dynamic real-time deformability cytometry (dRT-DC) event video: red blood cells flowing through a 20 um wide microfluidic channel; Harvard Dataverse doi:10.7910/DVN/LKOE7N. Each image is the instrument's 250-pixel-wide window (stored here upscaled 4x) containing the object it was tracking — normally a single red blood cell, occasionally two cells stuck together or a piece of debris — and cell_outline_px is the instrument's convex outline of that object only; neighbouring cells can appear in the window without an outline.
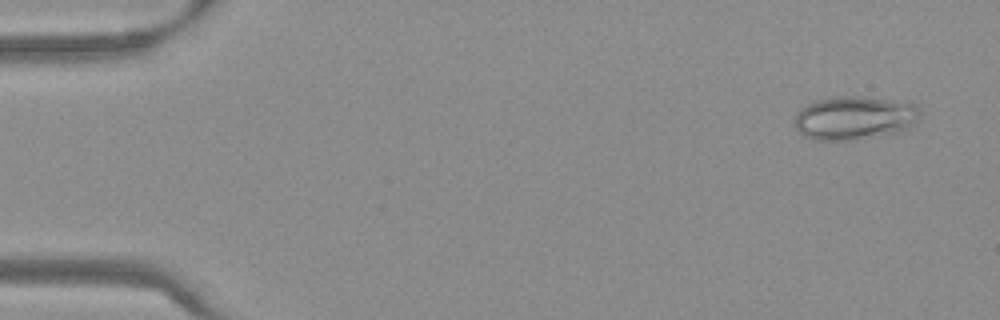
{"species": "Egyptian fruit bat (a non-hibernating species)", "species_latin": "Rousettus aegyptiacus", "temperature_condition": "warm", "stored_images_in_passage": 53, "camera_frame_rate_fps": 3000, "um_per_image_px": 0.085, "frame": {"image": 1, "passage_image": 3, "time_ms": 0.667, "image_size_px": [1000, 320], "cell_outline_px": [[920, 116], [912, 128], [900, 132], [856, 140], [816, 140], [804, 136], [796, 128], [796, 116], [808, 104], [816, 100], [836, 96], [856, 96], [892, 100], [912, 104], [920, 108]], "centroid_in_image_um": [72.69, 10.04], "position_along_channel_um": 12.3, "area_um2": 31.79}}
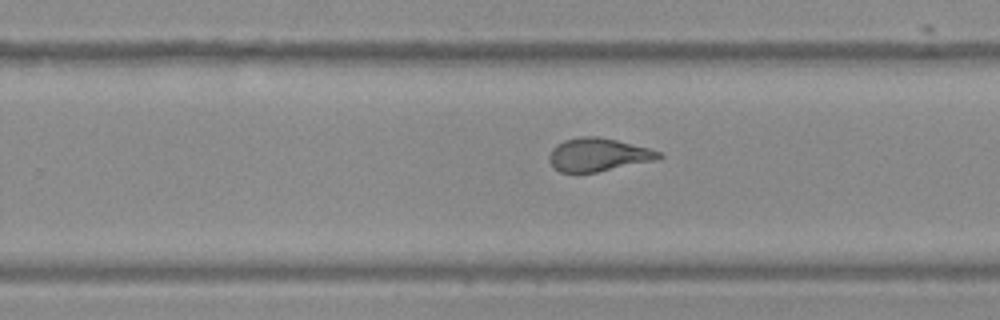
{"frame": {"image": 2, "passage_image": 34, "time_ms": 11.0, "image_size_px": [1000, 320], "cell_outline_px": [[664, 156], [660, 160], [596, 172], [560, 172], [552, 168], [548, 160], [548, 156], [552, 148], [556, 144], [564, 140], [580, 136], [596, 136], [616, 140], [648, 148], [660, 152]], "centroid_in_image_um": [50.83, 13.16], "position_along_channel_um": 279.0, "area_um2": 21.44}}
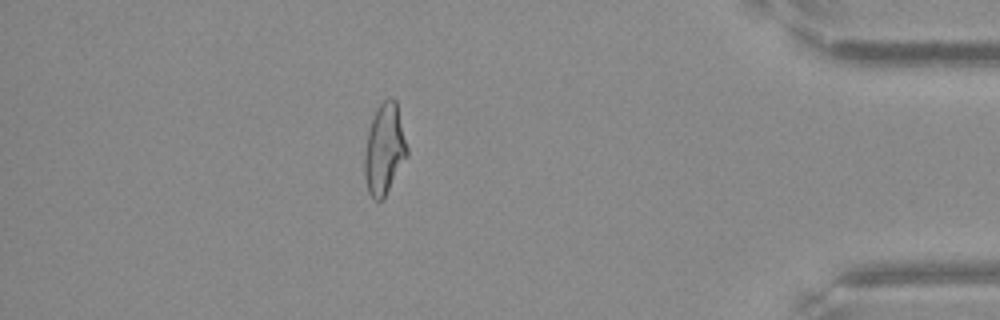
{"frame": {"image": 3, "passage_image": 47, "time_ms": 15.333, "image_size_px": [1000, 320], "cell_outline_px": [[408, 156], [384, 196], [380, 200], [376, 200], [368, 192], [364, 176], [364, 152], [368, 132], [376, 108], [388, 96], [392, 96], [396, 100], [408, 148]], "centroid_in_image_um": [32.68, 12.64], "position_along_channel_um": 402.5, "area_um2": 22.43}, "authors_computed_cell_mechanics": {"area_um2": 23.3512, "velocity_mm_per_s": 3.8014, "shape_relaxation_time_tau1_ms": 8.9435, "shape_relaxation_time_tau2_ms": 1.2846, "deformation_change_tau1": 0.2468, "deformation_change_tau2": 0.0939}}